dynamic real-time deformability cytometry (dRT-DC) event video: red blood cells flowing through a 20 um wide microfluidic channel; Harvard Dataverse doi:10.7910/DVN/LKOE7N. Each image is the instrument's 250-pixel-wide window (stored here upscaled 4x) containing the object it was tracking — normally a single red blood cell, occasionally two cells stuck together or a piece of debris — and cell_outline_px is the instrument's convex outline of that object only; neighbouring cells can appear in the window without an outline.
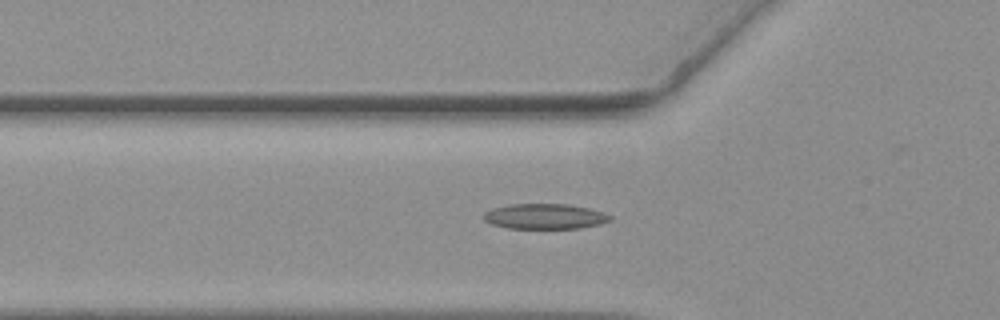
{"species": "common noctule bat (a hibernating species)", "species_latin": "Nyctalus noctula", "temperature_condition": "warm", "stored_images_in_passage": 50, "camera_frame_rate_fps": 3000, "um_per_image_px": 0.085, "animal": {"sex": "female", "body_mass_g": 19.3, "forearm_length_mm": 54.1}, "frame": {"image": 1, "passage_image": 19, "time_ms": 6.0, "image_size_px": [1000, 320], "cell_outline_px": [[612, 220], [600, 224], [580, 228], [508, 228], [492, 224], [484, 220], [484, 212], [492, 208], [512, 204], [568, 204], [588, 208], [612, 216]], "centroid_in_image_um": [46.3, 18.39], "position_along_channel_um": 79.5, "area_um2": 18.5}}
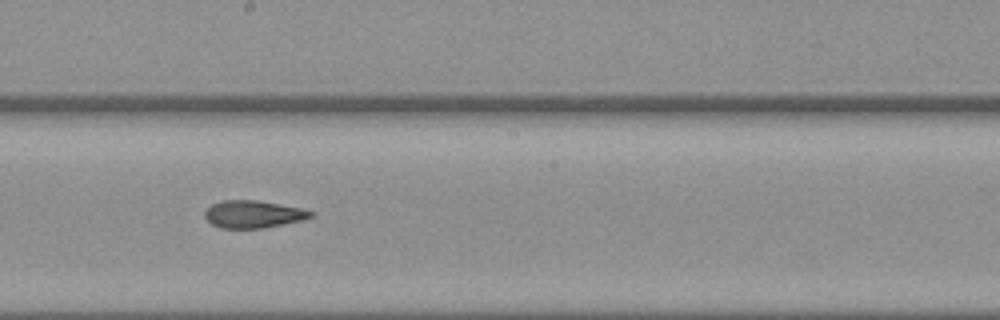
{"frame": {"image": 2, "passage_image": 31, "time_ms": 10.0, "image_size_px": [1000, 320], "cell_outline_px": [[312, 216], [304, 220], [264, 228], [220, 228], [212, 224], [204, 216], [204, 212], [212, 204], [220, 200], [256, 200], [304, 208], [312, 212]], "centroid_in_image_um": [21.53, 18.2], "position_along_channel_um": 226.7, "area_um2": 16.99}}
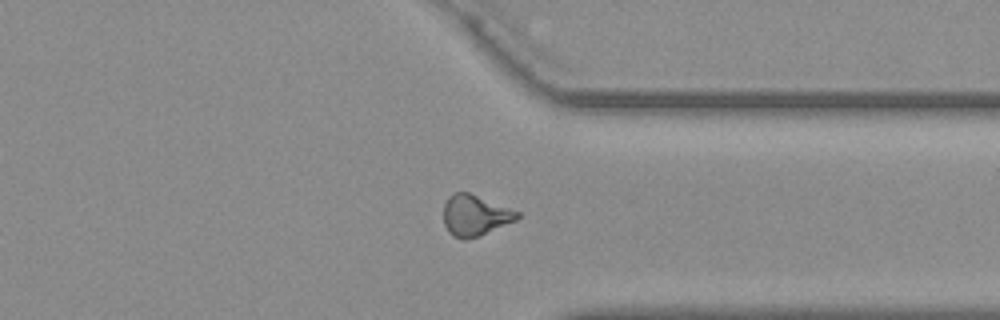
{"frame": {"image": 3, "passage_image": 43, "time_ms": 14.0, "image_size_px": [1000, 320], "cell_outline_px": [[520, 216], [516, 220], [480, 236], [452, 236], [448, 232], [444, 224], [444, 204], [448, 196], [452, 192], [468, 192], [520, 212]], "centroid_in_image_um": [40.37, 18.27], "position_along_channel_um": 371.0, "area_um2": 17.22}, "authors_computed_cell_mechanics": {"area_um2": 17.7446, "velocity_mm_per_s": 3.6614, "shape_relaxation_time_tau1_ms": 7.7221, "shape_relaxation_time_tau2_ms": 2.4097, "deformation_change_tau1": 0.1836, "deformation_change_tau2": 0.101}}